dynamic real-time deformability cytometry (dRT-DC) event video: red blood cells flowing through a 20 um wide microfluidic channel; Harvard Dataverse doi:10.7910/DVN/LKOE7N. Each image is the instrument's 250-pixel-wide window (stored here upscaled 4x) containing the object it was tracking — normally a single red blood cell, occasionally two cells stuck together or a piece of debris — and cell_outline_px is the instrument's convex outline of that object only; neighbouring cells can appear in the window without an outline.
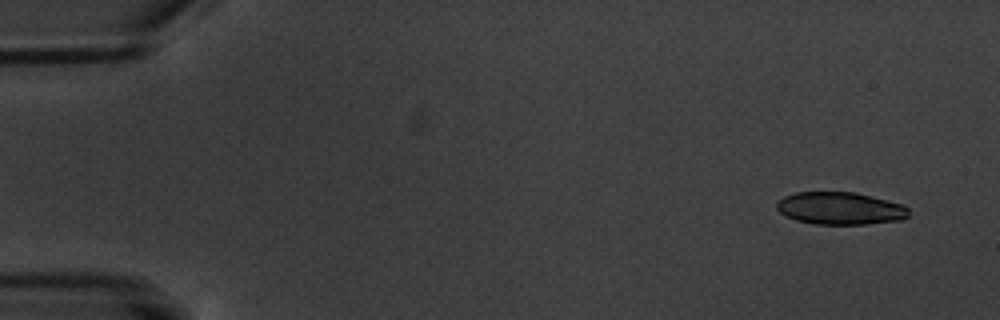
{"species": "common noctule bat (a hibernating species)", "species_latin": "Nyctalus noctula", "temperature_condition": "warm", "stored_images_in_passage": 5, "camera_frame_rate_fps": 3000, "um_per_image_px": 0.085, "animal": {"sex": "male", "body_mass_g": 20.1, "forearm_length_mm": 53.5}, "frame": {"image": 1, "passage_image": 1, "time_ms": 0.0, "image_size_px": [1000, 320], "cell_outline_px": [[908, 216], [900, 220], [864, 224], [816, 224], [796, 220], [784, 216], [776, 208], [776, 204], [784, 196], [796, 192], [856, 192], [904, 204], [908, 208]], "centroid_in_image_um": [71.41, 17.7], "position_along_channel_um": 13.6, "area_um2": 25.03}}
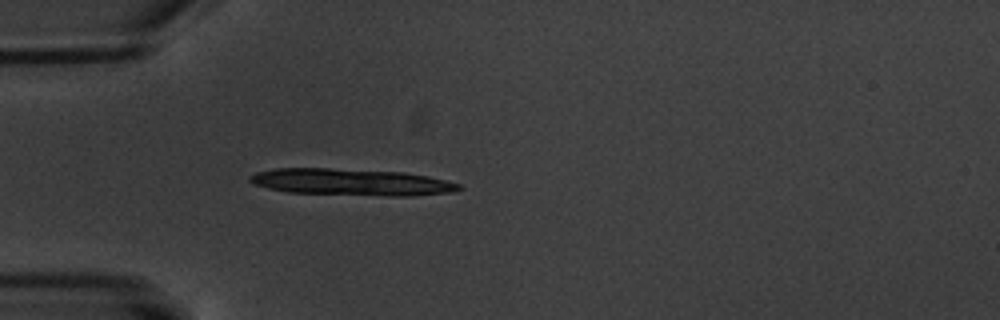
{"frame": {"image": 2, "passage_image": 5, "time_ms": 4.667, "image_size_px": [1000, 320], "cell_outline_px": [[464, 188], [452, 192], [408, 196], [388, 196], [288, 192], [268, 188], [252, 184], [248, 180], [248, 176], [256, 172], [276, 168], [328, 168], [404, 172], [428, 176], [460, 184]], "centroid_in_image_um": [29.84, 15.48], "position_along_channel_um": 55.2, "area_um2": 32.6}}